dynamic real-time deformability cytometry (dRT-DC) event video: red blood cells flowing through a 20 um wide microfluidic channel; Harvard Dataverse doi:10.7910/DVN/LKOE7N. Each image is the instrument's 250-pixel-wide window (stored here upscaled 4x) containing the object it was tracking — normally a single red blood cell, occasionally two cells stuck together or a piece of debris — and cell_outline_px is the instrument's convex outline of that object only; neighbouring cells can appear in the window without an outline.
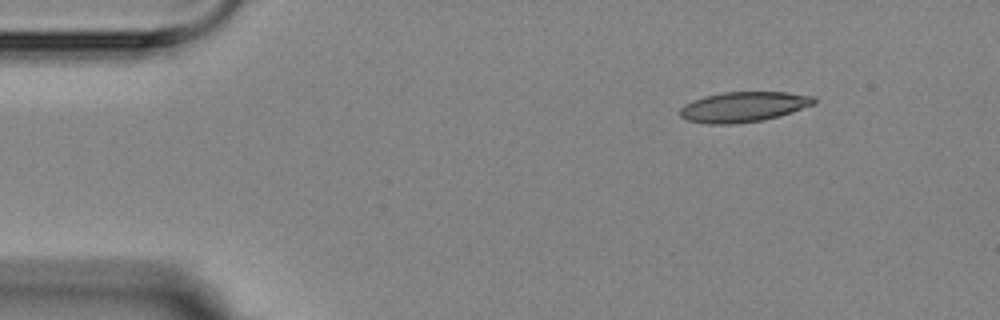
{"species": "Egyptian fruit bat (a non-hibernating species)", "species_latin": "Rousettus aegyptiacus", "temperature_condition": "room temperature", "stored_images_in_passage": 4, "camera_frame_rate_fps": 3000, "um_per_image_px": 0.085, "animal": {"sex": "female"}, "frame": {"image": 1, "passage_image": 1, "time_ms": 0.0, "image_size_px": [1000, 320], "cell_outline_px": [[816, 104], [780, 116], [760, 120], [732, 124], [708, 124], [688, 120], [680, 116], [680, 108], [684, 104], [692, 100], [704, 96], [724, 92], [788, 92], [816, 96]], "centroid_in_image_um": [63.22, 9.07], "position_along_channel_um": 21.8, "area_um2": 23.7}}